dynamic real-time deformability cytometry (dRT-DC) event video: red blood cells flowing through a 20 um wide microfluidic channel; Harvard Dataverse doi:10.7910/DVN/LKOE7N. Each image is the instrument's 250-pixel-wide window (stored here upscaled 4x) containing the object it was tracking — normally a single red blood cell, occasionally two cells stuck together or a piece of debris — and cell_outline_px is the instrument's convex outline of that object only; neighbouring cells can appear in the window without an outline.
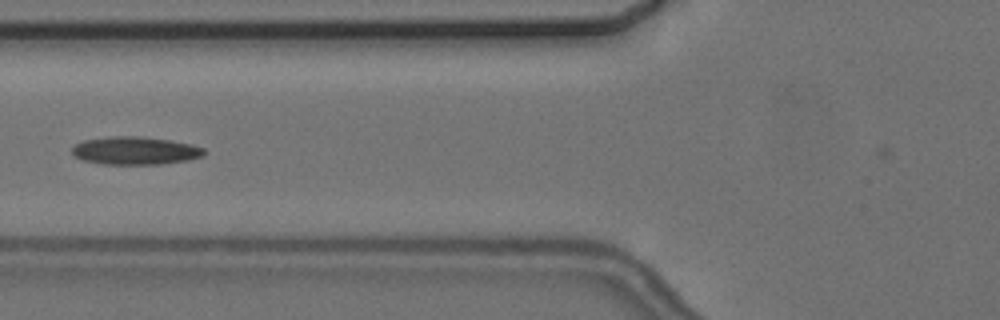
{"species": "common noctule bat (a hibernating species)", "species_latin": "Nyctalus noctula", "temperature_condition": "cold", "stored_images_in_passage": 7, "camera_frame_rate_fps": 3000, "um_per_image_px": 0.085, "animal": {"sex": "female", "body_mass_g": 24.6, "forearm_length_mm": 56.2}, "frame": {"image": 1, "passage_image": 4, "time_ms": 4.333, "image_size_px": [1000, 320], "cell_outline_px": [[204, 156], [188, 160], [160, 164], [104, 164], [84, 160], [72, 156], [72, 148], [76, 144], [84, 140], [112, 136], [140, 136], [172, 140], [192, 144], [204, 148]], "centroid_in_image_um": [11.5, 12.8], "position_along_channel_um": 114.3, "area_um2": 21.56}}
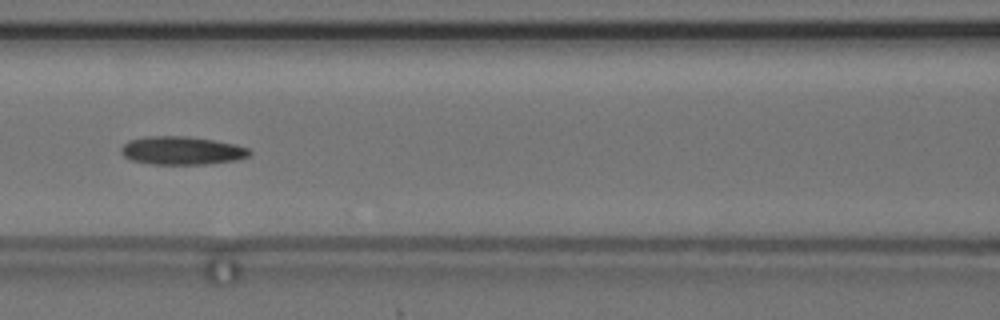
{"frame": {"image": 2, "passage_image": 5, "time_ms": 5.333, "image_size_px": [1000, 320], "cell_outline_px": [[252, 152], [248, 156], [236, 160], [204, 164], [152, 164], [132, 160], [124, 156], [120, 152], [120, 148], [128, 140], [144, 136], [188, 136], [236, 144], [248, 148]], "centroid_in_image_um": [15.43, 12.79], "position_along_channel_um": 151.2, "area_um2": 21.15}}